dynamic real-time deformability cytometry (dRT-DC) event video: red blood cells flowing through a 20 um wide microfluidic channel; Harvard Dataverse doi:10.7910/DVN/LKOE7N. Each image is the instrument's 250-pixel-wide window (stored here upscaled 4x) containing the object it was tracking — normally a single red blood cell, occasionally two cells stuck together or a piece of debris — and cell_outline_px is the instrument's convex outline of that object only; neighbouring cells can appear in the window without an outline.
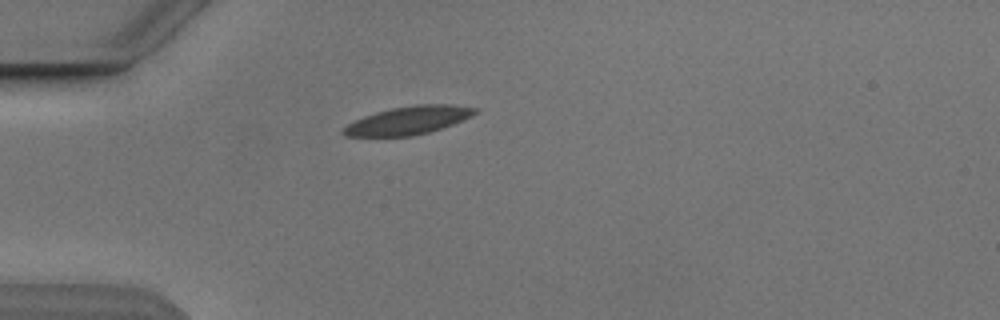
{"species": "Egyptian fruit bat (a non-hibernating species)", "species_latin": "Rousettus aegyptiacus", "temperature_condition": "cold", "stored_images_in_passage": 1, "camera_frame_rate_fps": 3000, "um_per_image_px": 0.085, "animal": {"sex": "male"}, "frame": {"image": 1, "passage_image": 1, "time_ms": 0.0, "image_size_px": [1000, 320], "cell_outline_px": [[480, 108], [476, 112], [452, 124], [428, 132], [412, 136], [344, 136], [340, 132], [348, 124], [364, 116], [376, 112], [392, 108], [416, 104], [452, 104]], "centroid_in_image_um": [34.68, 10.22], "position_along_channel_um": 50.3, "area_um2": 21.27}}